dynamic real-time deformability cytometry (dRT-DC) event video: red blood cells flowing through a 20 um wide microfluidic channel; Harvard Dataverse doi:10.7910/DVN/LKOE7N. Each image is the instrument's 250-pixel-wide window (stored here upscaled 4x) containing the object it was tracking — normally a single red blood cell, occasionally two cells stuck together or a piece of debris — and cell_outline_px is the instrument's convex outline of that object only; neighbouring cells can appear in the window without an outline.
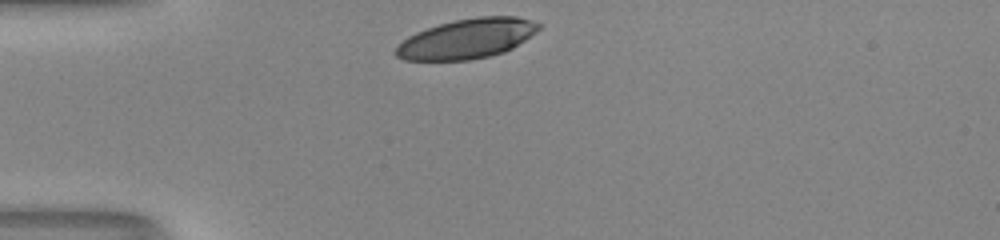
{"species": "human", "species_latin": "Homo sapiens", "temperature_condition": "room temperature", "stored_images_in_passage": 28, "camera_frame_rate_fps": 3000, "um_per_image_px": 0.085, "donor": {"sex": "male"}, "frame": {"image": 1, "passage_image": 1, "time_ms": 0.0, "image_size_px": [1000, 240], "cell_outline_px": [[540, 28], [536, 32], [512, 48], [504, 52], [488, 56], [468, 60], [404, 60], [396, 56], [392, 52], [396, 44], [408, 36], [416, 32], [452, 20], [480, 16], [516, 16], [532, 20], [540, 24]], "centroid_in_image_um": [39.65, 3.29], "position_along_channel_um": 45.4, "area_um2": 33.23}}
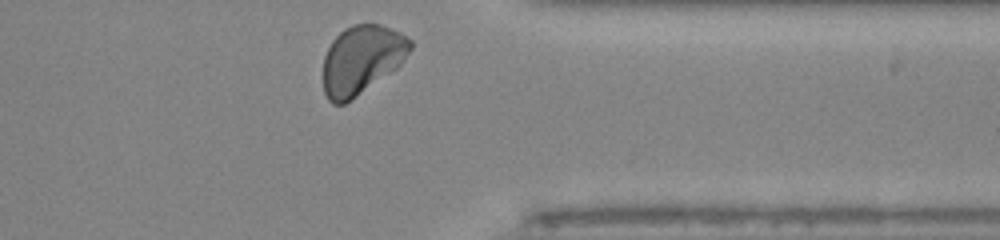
{"frame": {"image": 2, "passage_image": 28, "time_ms": 9.0, "image_size_px": [1000, 240], "cell_outline_px": [[412, 48], [400, 64], [396, 68], [344, 104], [332, 104], [328, 100], [324, 92], [324, 56], [332, 40], [344, 28], [352, 24], [380, 24], [400, 32], [412, 40]], "centroid_in_image_um": [30.73, 5.05], "position_along_channel_um": 380.7, "area_um2": 34.56}, "authors_computed_cell_mechanics": {"area_um2": 33.9575, "velocity_mm_per_s": 4.0812, "shape_relaxation_time_tau1_ms": 3.239, "shape_relaxation_time_tau2_ms": null, "deformation_change_tau1": 0.114, "deformation_change_tau2": null}}